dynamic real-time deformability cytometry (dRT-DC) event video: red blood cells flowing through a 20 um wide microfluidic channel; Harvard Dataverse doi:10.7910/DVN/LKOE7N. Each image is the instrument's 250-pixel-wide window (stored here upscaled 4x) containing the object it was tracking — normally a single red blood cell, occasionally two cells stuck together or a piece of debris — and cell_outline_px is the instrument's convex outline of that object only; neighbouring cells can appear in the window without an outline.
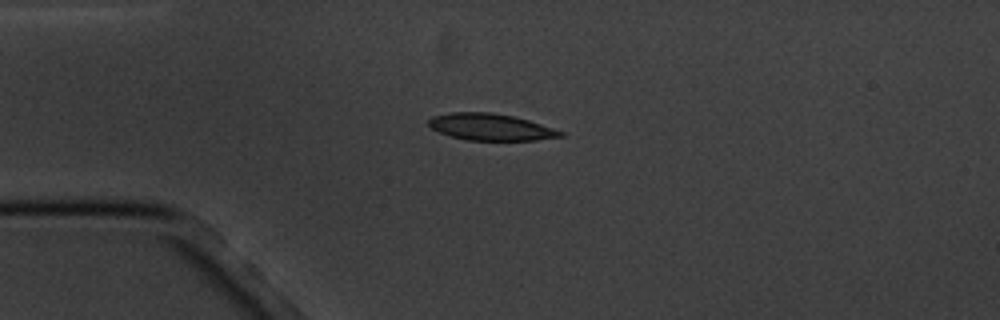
{"species": "common noctule bat (a hibernating species)", "species_latin": "Nyctalus noctula", "temperature_condition": "cold", "stored_images_in_passage": 1, "camera_frame_rate_fps": 3000, "um_per_image_px": 0.085, "animal": {"sex": "male", "body_mass_g": 20.1, "forearm_length_mm": 53.5}, "frame": {"image": 1, "passage_image": 1, "time_ms": 0.0, "image_size_px": [1000, 320], "cell_outline_px": [[564, 136], [536, 140], [464, 140], [440, 132], [432, 128], [428, 124], [428, 120], [432, 116], [452, 112], [492, 112], [512, 116], [528, 120], [564, 132]], "centroid_in_image_um": [41.69, 10.79], "position_along_channel_um": 43.3, "area_um2": 20.35}}